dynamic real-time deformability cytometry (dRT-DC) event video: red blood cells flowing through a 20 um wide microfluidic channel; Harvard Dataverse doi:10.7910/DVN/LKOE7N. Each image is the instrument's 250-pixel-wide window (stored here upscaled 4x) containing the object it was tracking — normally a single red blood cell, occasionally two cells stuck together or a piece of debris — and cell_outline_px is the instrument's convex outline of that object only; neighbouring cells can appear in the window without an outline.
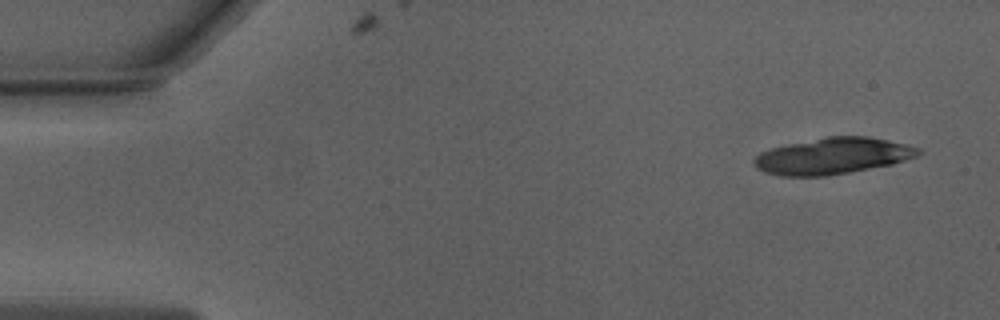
{"species": "Egyptian fruit bat (a non-hibernating species)", "species_latin": "Rousettus aegyptiacus", "temperature_condition": "warm", "stored_images_in_passage": 4, "camera_frame_rate_fps": 3000, "um_per_image_px": 0.085, "animal": {"sex": "male"}, "frame": {"image": 1, "passage_image": 1, "time_ms": 0.0, "image_size_px": [1000, 320], "cell_outline_px": [[924, 152], [916, 156], [892, 164], [848, 172], [824, 176], [780, 176], [764, 172], [756, 168], [752, 164], [752, 160], [760, 152], [772, 148], [788, 144], [828, 136], [868, 136], [888, 140], [920, 148]], "centroid_in_image_um": [70.75, 13.26], "position_along_channel_um": 14.2, "area_um2": 34.68}}